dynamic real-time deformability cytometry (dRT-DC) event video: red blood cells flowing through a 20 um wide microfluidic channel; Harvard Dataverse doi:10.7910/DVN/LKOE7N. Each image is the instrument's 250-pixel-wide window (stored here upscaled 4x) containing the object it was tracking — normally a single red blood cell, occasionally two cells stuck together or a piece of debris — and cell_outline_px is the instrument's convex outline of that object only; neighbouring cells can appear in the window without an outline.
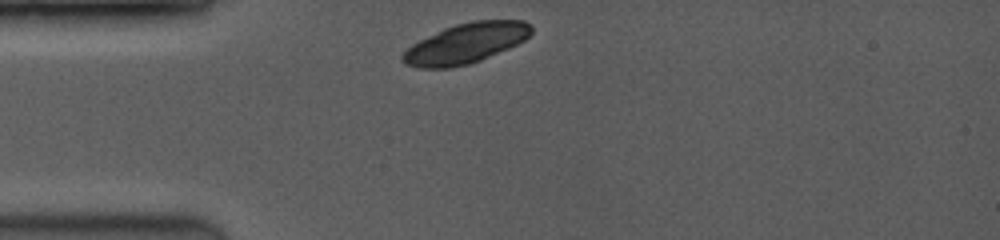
{"species": "common noctule bat (a hibernating species)", "species_latin": "Nyctalus noctula", "temperature_condition": "room temperature", "stored_images_in_passage": 4, "camera_frame_rate_fps": 3500, "um_per_image_px": 0.085, "animal": {"sex": "female", "body_mass_g": 19.0, "forearm_length_mm": 53.3}, "frame": {"image": 1, "passage_image": 1, "time_ms": 0.0, "image_size_px": [1000, 240], "cell_outline_px": [[532, 32], [524, 40], [508, 48], [480, 60], [468, 64], [448, 68], [420, 68], [404, 64], [400, 60], [400, 56], [412, 44], [444, 28], [456, 24], [472, 20], [524, 20], [532, 24]], "centroid_in_image_um": [39.58, 3.68], "position_along_channel_um": 45.4, "area_um2": 29.94}}